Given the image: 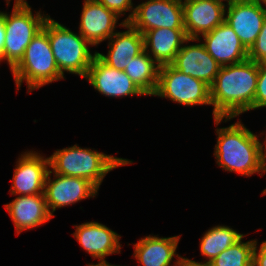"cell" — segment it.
<instances>
[{
    "mask_svg": "<svg viewBox=\"0 0 266 266\" xmlns=\"http://www.w3.org/2000/svg\"><path fill=\"white\" fill-rule=\"evenodd\" d=\"M258 63L252 60L221 66L210 86L215 124L254 109Z\"/></svg>",
    "mask_w": 266,
    "mask_h": 266,
    "instance_id": "cell-1",
    "label": "cell"
},
{
    "mask_svg": "<svg viewBox=\"0 0 266 266\" xmlns=\"http://www.w3.org/2000/svg\"><path fill=\"white\" fill-rule=\"evenodd\" d=\"M217 144L214 156L223 170L237 172L243 176L266 172L263 143L240 121L229 127L217 128Z\"/></svg>",
    "mask_w": 266,
    "mask_h": 266,
    "instance_id": "cell-2",
    "label": "cell"
},
{
    "mask_svg": "<svg viewBox=\"0 0 266 266\" xmlns=\"http://www.w3.org/2000/svg\"><path fill=\"white\" fill-rule=\"evenodd\" d=\"M48 158L55 174L87 179L98 189L108 172L132 162L77 145L57 150Z\"/></svg>",
    "mask_w": 266,
    "mask_h": 266,
    "instance_id": "cell-3",
    "label": "cell"
},
{
    "mask_svg": "<svg viewBox=\"0 0 266 266\" xmlns=\"http://www.w3.org/2000/svg\"><path fill=\"white\" fill-rule=\"evenodd\" d=\"M12 74L18 90L25 80L28 92L64 79L53 56L48 34L43 29L28 44L22 60L12 70Z\"/></svg>",
    "mask_w": 266,
    "mask_h": 266,
    "instance_id": "cell-4",
    "label": "cell"
},
{
    "mask_svg": "<svg viewBox=\"0 0 266 266\" xmlns=\"http://www.w3.org/2000/svg\"><path fill=\"white\" fill-rule=\"evenodd\" d=\"M42 29L48 34L60 73L64 76V71H67L85 78L93 58L97 55L96 52H90L88 45L91 44L81 34L77 35L50 16Z\"/></svg>",
    "mask_w": 266,
    "mask_h": 266,
    "instance_id": "cell-5",
    "label": "cell"
},
{
    "mask_svg": "<svg viewBox=\"0 0 266 266\" xmlns=\"http://www.w3.org/2000/svg\"><path fill=\"white\" fill-rule=\"evenodd\" d=\"M5 18V43L2 60H7L12 71L22 60L25 49L35 35L42 30L48 16L40 11L34 16L25 2H15L12 14L0 12Z\"/></svg>",
    "mask_w": 266,
    "mask_h": 266,
    "instance_id": "cell-6",
    "label": "cell"
},
{
    "mask_svg": "<svg viewBox=\"0 0 266 266\" xmlns=\"http://www.w3.org/2000/svg\"><path fill=\"white\" fill-rule=\"evenodd\" d=\"M155 96L169 98L186 106L211 105L210 86L184 74L172 64L159 67Z\"/></svg>",
    "mask_w": 266,
    "mask_h": 266,
    "instance_id": "cell-7",
    "label": "cell"
},
{
    "mask_svg": "<svg viewBox=\"0 0 266 266\" xmlns=\"http://www.w3.org/2000/svg\"><path fill=\"white\" fill-rule=\"evenodd\" d=\"M182 0H147L135 7L129 23L142 35L157 28L184 29Z\"/></svg>",
    "mask_w": 266,
    "mask_h": 266,
    "instance_id": "cell-8",
    "label": "cell"
},
{
    "mask_svg": "<svg viewBox=\"0 0 266 266\" xmlns=\"http://www.w3.org/2000/svg\"><path fill=\"white\" fill-rule=\"evenodd\" d=\"M225 21L249 50L259 35L266 18V8L261 0H239L227 3Z\"/></svg>",
    "mask_w": 266,
    "mask_h": 266,
    "instance_id": "cell-9",
    "label": "cell"
},
{
    "mask_svg": "<svg viewBox=\"0 0 266 266\" xmlns=\"http://www.w3.org/2000/svg\"><path fill=\"white\" fill-rule=\"evenodd\" d=\"M51 173L53 172L49 170L45 179L44 196L52 216L56 208L69 206L89 197L93 198L98 193V188L87 179L54 174L56 179L52 181L49 178Z\"/></svg>",
    "mask_w": 266,
    "mask_h": 266,
    "instance_id": "cell-10",
    "label": "cell"
},
{
    "mask_svg": "<svg viewBox=\"0 0 266 266\" xmlns=\"http://www.w3.org/2000/svg\"><path fill=\"white\" fill-rule=\"evenodd\" d=\"M183 18L186 35L190 39H199L225 21L223 0H184Z\"/></svg>",
    "mask_w": 266,
    "mask_h": 266,
    "instance_id": "cell-11",
    "label": "cell"
},
{
    "mask_svg": "<svg viewBox=\"0 0 266 266\" xmlns=\"http://www.w3.org/2000/svg\"><path fill=\"white\" fill-rule=\"evenodd\" d=\"M85 79L99 93L108 97L146 95L123 70L108 66L97 55L93 58Z\"/></svg>",
    "mask_w": 266,
    "mask_h": 266,
    "instance_id": "cell-12",
    "label": "cell"
},
{
    "mask_svg": "<svg viewBox=\"0 0 266 266\" xmlns=\"http://www.w3.org/2000/svg\"><path fill=\"white\" fill-rule=\"evenodd\" d=\"M75 228L73 236L84 250L100 261L98 264H88V266H111L105 260V256L120 252L121 236L98 222L83 223L76 225Z\"/></svg>",
    "mask_w": 266,
    "mask_h": 266,
    "instance_id": "cell-13",
    "label": "cell"
},
{
    "mask_svg": "<svg viewBox=\"0 0 266 266\" xmlns=\"http://www.w3.org/2000/svg\"><path fill=\"white\" fill-rule=\"evenodd\" d=\"M13 175L11 194H44L45 179L49 171V158L33 151L25 152L17 161Z\"/></svg>",
    "mask_w": 266,
    "mask_h": 266,
    "instance_id": "cell-14",
    "label": "cell"
},
{
    "mask_svg": "<svg viewBox=\"0 0 266 266\" xmlns=\"http://www.w3.org/2000/svg\"><path fill=\"white\" fill-rule=\"evenodd\" d=\"M202 36L207 52L221 66L237 64L248 59V50L226 21Z\"/></svg>",
    "mask_w": 266,
    "mask_h": 266,
    "instance_id": "cell-15",
    "label": "cell"
},
{
    "mask_svg": "<svg viewBox=\"0 0 266 266\" xmlns=\"http://www.w3.org/2000/svg\"><path fill=\"white\" fill-rule=\"evenodd\" d=\"M119 16L94 0H85L81 14L79 33L92 46L111 38Z\"/></svg>",
    "mask_w": 266,
    "mask_h": 266,
    "instance_id": "cell-16",
    "label": "cell"
},
{
    "mask_svg": "<svg viewBox=\"0 0 266 266\" xmlns=\"http://www.w3.org/2000/svg\"><path fill=\"white\" fill-rule=\"evenodd\" d=\"M172 65L209 86L221 68V65L207 52L203 43L182 46Z\"/></svg>",
    "mask_w": 266,
    "mask_h": 266,
    "instance_id": "cell-17",
    "label": "cell"
},
{
    "mask_svg": "<svg viewBox=\"0 0 266 266\" xmlns=\"http://www.w3.org/2000/svg\"><path fill=\"white\" fill-rule=\"evenodd\" d=\"M127 31L117 32L109 38V51L107 55L96 52L97 56L108 66L117 70H123L133 57L144 50V37L129 22H121L120 26Z\"/></svg>",
    "mask_w": 266,
    "mask_h": 266,
    "instance_id": "cell-18",
    "label": "cell"
},
{
    "mask_svg": "<svg viewBox=\"0 0 266 266\" xmlns=\"http://www.w3.org/2000/svg\"><path fill=\"white\" fill-rule=\"evenodd\" d=\"M144 50L150 47L151 54L148 55L159 65H170L174 62L176 54L182 45L190 41L185 29L157 28L147 31L144 35ZM153 56V57H152Z\"/></svg>",
    "mask_w": 266,
    "mask_h": 266,
    "instance_id": "cell-19",
    "label": "cell"
},
{
    "mask_svg": "<svg viewBox=\"0 0 266 266\" xmlns=\"http://www.w3.org/2000/svg\"><path fill=\"white\" fill-rule=\"evenodd\" d=\"M16 228V233L38 227L53 217L47 207L44 194L19 195L5 205Z\"/></svg>",
    "mask_w": 266,
    "mask_h": 266,
    "instance_id": "cell-20",
    "label": "cell"
},
{
    "mask_svg": "<svg viewBox=\"0 0 266 266\" xmlns=\"http://www.w3.org/2000/svg\"><path fill=\"white\" fill-rule=\"evenodd\" d=\"M179 236L159 238L157 236H146L134 244V257L143 266H170L176 255L178 260L173 266H181L183 257L176 253Z\"/></svg>",
    "mask_w": 266,
    "mask_h": 266,
    "instance_id": "cell-21",
    "label": "cell"
},
{
    "mask_svg": "<svg viewBox=\"0 0 266 266\" xmlns=\"http://www.w3.org/2000/svg\"><path fill=\"white\" fill-rule=\"evenodd\" d=\"M159 65L143 50L129 60L124 72L146 94L155 93L158 84Z\"/></svg>",
    "mask_w": 266,
    "mask_h": 266,
    "instance_id": "cell-22",
    "label": "cell"
},
{
    "mask_svg": "<svg viewBox=\"0 0 266 266\" xmlns=\"http://www.w3.org/2000/svg\"><path fill=\"white\" fill-rule=\"evenodd\" d=\"M245 235L228 226H215L209 229L201 239L200 250L203 256L209 258V263L222 251L235 244Z\"/></svg>",
    "mask_w": 266,
    "mask_h": 266,
    "instance_id": "cell-23",
    "label": "cell"
},
{
    "mask_svg": "<svg viewBox=\"0 0 266 266\" xmlns=\"http://www.w3.org/2000/svg\"><path fill=\"white\" fill-rule=\"evenodd\" d=\"M242 239L243 237L208 264L210 266H252L255 240L242 242Z\"/></svg>",
    "mask_w": 266,
    "mask_h": 266,
    "instance_id": "cell-24",
    "label": "cell"
},
{
    "mask_svg": "<svg viewBox=\"0 0 266 266\" xmlns=\"http://www.w3.org/2000/svg\"><path fill=\"white\" fill-rule=\"evenodd\" d=\"M248 59L256 63L266 61V18L257 39L248 50Z\"/></svg>",
    "mask_w": 266,
    "mask_h": 266,
    "instance_id": "cell-25",
    "label": "cell"
},
{
    "mask_svg": "<svg viewBox=\"0 0 266 266\" xmlns=\"http://www.w3.org/2000/svg\"><path fill=\"white\" fill-rule=\"evenodd\" d=\"M266 107V61L258 63V79L254 97V109Z\"/></svg>",
    "mask_w": 266,
    "mask_h": 266,
    "instance_id": "cell-26",
    "label": "cell"
},
{
    "mask_svg": "<svg viewBox=\"0 0 266 266\" xmlns=\"http://www.w3.org/2000/svg\"><path fill=\"white\" fill-rule=\"evenodd\" d=\"M100 4H103L106 8L109 10H112L115 12L119 17L123 14H125L126 11L132 12L129 14V16L124 20V22H129L134 15L135 8H133L132 0H94Z\"/></svg>",
    "mask_w": 266,
    "mask_h": 266,
    "instance_id": "cell-27",
    "label": "cell"
},
{
    "mask_svg": "<svg viewBox=\"0 0 266 266\" xmlns=\"http://www.w3.org/2000/svg\"><path fill=\"white\" fill-rule=\"evenodd\" d=\"M252 266H266V241L261 243L257 253V241L255 240Z\"/></svg>",
    "mask_w": 266,
    "mask_h": 266,
    "instance_id": "cell-28",
    "label": "cell"
},
{
    "mask_svg": "<svg viewBox=\"0 0 266 266\" xmlns=\"http://www.w3.org/2000/svg\"><path fill=\"white\" fill-rule=\"evenodd\" d=\"M5 18L4 16L0 13V62L2 61V52H3V47L5 43Z\"/></svg>",
    "mask_w": 266,
    "mask_h": 266,
    "instance_id": "cell-29",
    "label": "cell"
},
{
    "mask_svg": "<svg viewBox=\"0 0 266 266\" xmlns=\"http://www.w3.org/2000/svg\"><path fill=\"white\" fill-rule=\"evenodd\" d=\"M181 266H210L208 263L196 262L190 259L183 258Z\"/></svg>",
    "mask_w": 266,
    "mask_h": 266,
    "instance_id": "cell-30",
    "label": "cell"
},
{
    "mask_svg": "<svg viewBox=\"0 0 266 266\" xmlns=\"http://www.w3.org/2000/svg\"><path fill=\"white\" fill-rule=\"evenodd\" d=\"M265 143H266V141H264ZM265 145V149L262 147V151H263V155H264V157L266 158V144H264ZM265 150V151H264ZM265 152V153H264Z\"/></svg>",
    "mask_w": 266,
    "mask_h": 266,
    "instance_id": "cell-31",
    "label": "cell"
},
{
    "mask_svg": "<svg viewBox=\"0 0 266 266\" xmlns=\"http://www.w3.org/2000/svg\"><path fill=\"white\" fill-rule=\"evenodd\" d=\"M6 1H7V5H9V3H10L9 1L10 0H6ZM15 2H25V0H15Z\"/></svg>",
    "mask_w": 266,
    "mask_h": 266,
    "instance_id": "cell-32",
    "label": "cell"
},
{
    "mask_svg": "<svg viewBox=\"0 0 266 266\" xmlns=\"http://www.w3.org/2000/svg\"><path fill=\"white\" fill-rule=\"evenodd\" d=\"M261 2L264 6L266 5V0H261Z\"/></svg>",
    "mask_w": 266,
    "mask_h": 266,
    "instance_id": "cell-33",
    "label": "cell"
},
{
    "mask_svg": "<svg viewBox=\"0 0 266 266\" xmlns=\"http://www.w3.org/2000/svg\"><path fill=\"white\" fill-rule=\"evenodd\" d=\"M223 1H227L228 2H231V1H239V0H223Z\"/></svg>",
    "mask_w": 266,
    "mask_h": 266,
    "instance_id": "cell-34",
    "label": "cell"
}]
</instances>
